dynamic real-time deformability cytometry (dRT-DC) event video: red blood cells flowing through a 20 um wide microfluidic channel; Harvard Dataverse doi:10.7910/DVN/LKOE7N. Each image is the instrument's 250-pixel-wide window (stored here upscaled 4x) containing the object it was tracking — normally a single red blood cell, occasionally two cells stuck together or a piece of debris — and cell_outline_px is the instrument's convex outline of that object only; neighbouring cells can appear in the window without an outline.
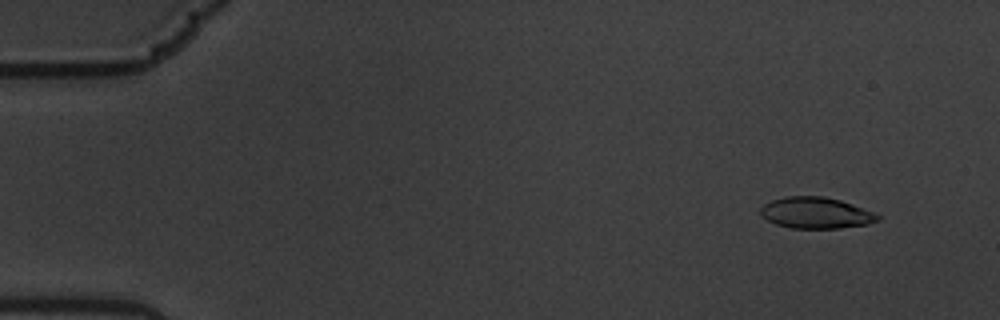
{"species": "common noctule bat (a hibernating species)", "species_latin": "Nyctalus noctula", "temperature_condition": "warm", "stored_images_in_passage": 19, "camera_frame_rate_fps": 3000, "um_per_image_px": 0.085, "animal": {"sex": "male", "body_mass_g": 19.5, "forearm_length_mm": 54.6}, "frame": {"image": 1, "passage_image": 5, "time_ms": 1.333, "image_size_px": [1000, 320], "cell_outline_px": [[880, 220], [868, 224], [840, 228], [792, 228], [776, 224], [760, 216], [760, 208], [764, 204], [772, 200], [784, 196], [824, 196], [840, 200], [876, 212], [880, 216]], "centroid_in_image_um": [69.36, 18.09], "position_along_channel_um": 15.6, "area_um2": 21.5}}
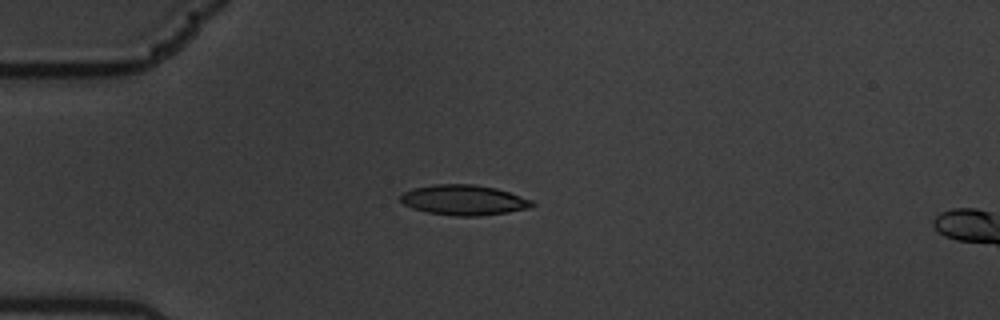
{"frame": {"image": 2, "passage_image": 16, "time_ms": 5.0, "image_size_px": [1000, 320], "cell_outline_px": [[536, 204], [528, 208], [508, 212], [480, 216], [456, 216], [428, 212], [412, 208], [404, 204], [400, 200], [400, 196], [404, 192], [412, 188], [432, 184], [476, 184], [496, 188], [532, 200]], "centroid_in_image_um": [39.41, 16.99], "position_along_channel_um": 45.6, "area_um2": 23.18}}